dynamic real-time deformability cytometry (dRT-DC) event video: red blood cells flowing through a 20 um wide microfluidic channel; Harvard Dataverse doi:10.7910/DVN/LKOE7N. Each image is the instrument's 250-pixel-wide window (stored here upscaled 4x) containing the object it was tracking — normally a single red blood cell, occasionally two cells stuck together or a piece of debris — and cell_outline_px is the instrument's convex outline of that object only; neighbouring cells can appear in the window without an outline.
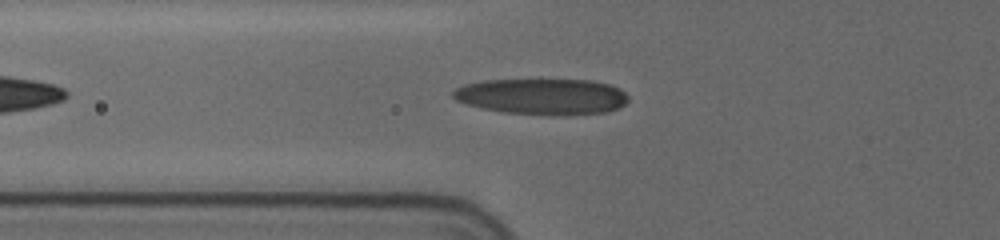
{"species": "human", "species_latin": "Homo sapiens", "temperature_condition": "cold", "stored_images_in_passage": 35, "camera_frame_rate_fps": 3000, "um_per_image_px": 0.085, "donor": {"sex": "female"}, "frame": {"image": 1, "passage_image": 6, "time_ms": 1.667, "image_size_px": [1000, 240], "cell_outline_px": [[628, 100], [624, 104], [608, 112], [564, 116], [548, 116], [500, 112], [464, 104], [456, 100], [452, 96], [452, 92], [456, 88], [464, 84], [484, 80], [540, 76], [592, 80], [608, 84], [620, 88], [628, 96]], "centroid_in_image_um": [46.06, 8.16], "position_along_channel_um": 79.7, "area_um2": 38.9}}
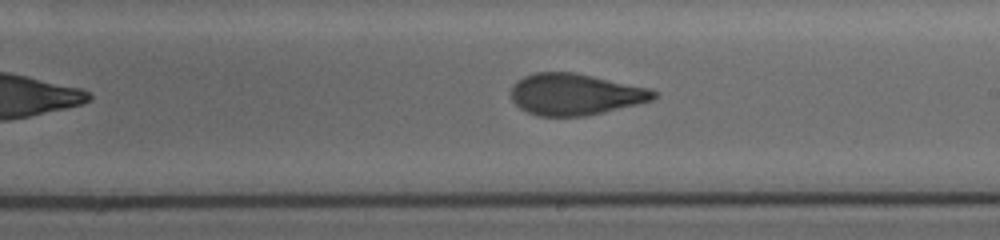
{"frame": {"image": 2, "passage_image": 19, "time_ms": 6.0, "image_size_px": [1000, 240], "cell_outline_px": [[656, 96], [652, 100], [604, 112], [584, 116], [536, 116], [520, 108], [512, 100], [512, 84], [516, 80], [524, 76], [536, 72], [576, 72], [652, 88], [656, 92]], "centroid_in_image_um": [48.89, 8.0], "position_along_channel_um": 240.1, "area_um2": 34.62}}
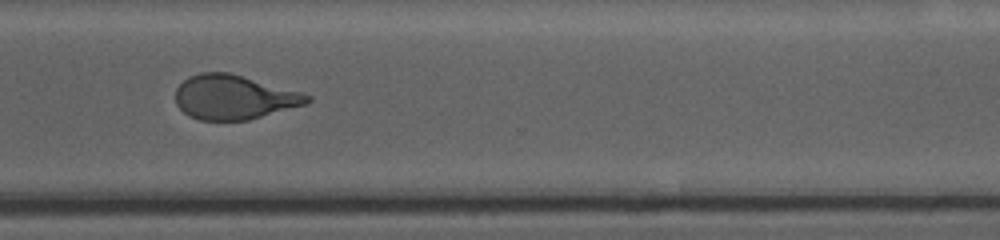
{"frame": {"image": 3, "passage_image": 28, "time_ms": 9.0, "image_size_px": [1000, 240], "cell_outline_px": [[312, 100], [304, 104], [248, 120], [200, 120], [188, 116], [176, 104], [176, 88], [188, 76], [200, 72], [228, 72], [304, 92], [312, 96]], "centroid_in_image_um": [19.88, 8.25], "position_along_channel_um": 350.7, "area_um2": 34.04}, "authors_computed_cell_mechanics": {"area_um2": 34.969, "velocity_mm_per_s": 3.7059, "shape_relaxation_time_tau1_ms": 5.8833, "shape_relaxation_time_tau2_ms": 1.2378, "deformation_change_tau1": 0.1991, "deformation_change_tau2": 0.0865}}